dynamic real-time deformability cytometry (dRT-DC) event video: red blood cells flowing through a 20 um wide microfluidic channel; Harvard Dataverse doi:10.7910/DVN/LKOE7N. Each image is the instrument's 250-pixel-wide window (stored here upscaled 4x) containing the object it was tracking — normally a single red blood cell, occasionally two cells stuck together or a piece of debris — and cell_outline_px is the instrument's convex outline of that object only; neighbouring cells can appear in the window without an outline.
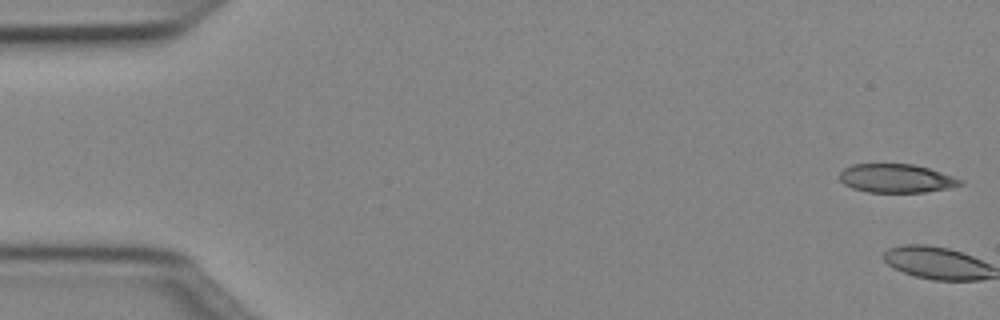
{"species": "Egyptian fruit bat (a non-hibernating species)", "species_latin": "Rousettus aegyptiacus", "temperature_condition": "cold", "stored_images_in_passage": 2, "camera_frame_rate_fps": 3000, "um_per_image_px": 0.085, "animal": {"sex": "female"}, "frame": {"image": 1, "passage_image": 1, "time_ms": 0.0, "image_size_px": [1000, 320], "cell_outline_px": [[964, 184], [948, 188], [924, 192], [868, 192], [852, 188], [844, 184], [840, 180], [840, 172], [844, 168], [852, 164], [912, 164], [928, 168], [964, 180]], "centroid_in_image_um": [76.18, 15.16], "position_along_channel_um": 8.8, "area_um2": 20.06}}